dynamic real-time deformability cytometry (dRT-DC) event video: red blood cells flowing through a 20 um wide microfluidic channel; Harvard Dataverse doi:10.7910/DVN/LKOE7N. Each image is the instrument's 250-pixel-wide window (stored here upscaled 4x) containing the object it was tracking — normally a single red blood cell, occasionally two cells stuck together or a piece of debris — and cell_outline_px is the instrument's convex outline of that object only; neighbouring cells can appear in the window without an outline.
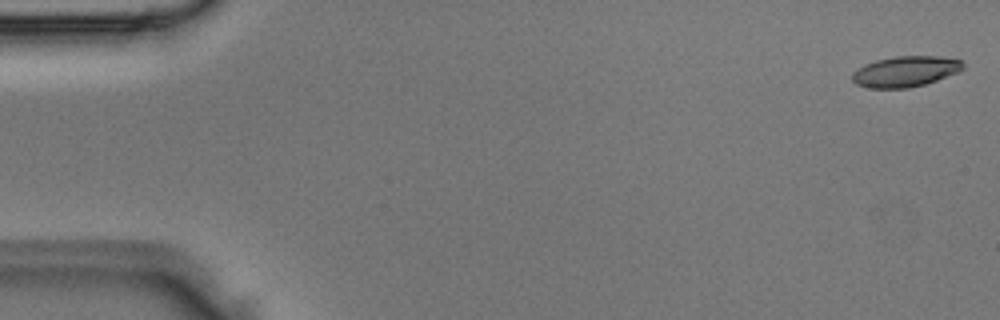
{"species": "Egyptian fruit bat (a non-hibernating species)", "species_latin": "Rousettus aegyptiacus", "temperature_condition": "room temperature", "stored_images_in_passage": 7, "camera_frame_rate_fps": 3000, "um_per_image_px": 0.085, "animal": {"sex": "male"}, "frame": {"image": 1, "passage_image": 1, "time_ms": 0.0, "image_size_px": [1000, 320], "cell_outline_px": [[964, 68], [956, 72], [936, 80], [924, 84], [908, 88], [872, 88], [856, 84], [852, 80], [852, 72], [864, 64], [876, 60], [896, 56], [940, 56], [960, 60], [964, 64]], "centroid_in_image_um": [76.93, 6.07], "position_along_channel_um": 8.1, "area_um2": 19.65}}
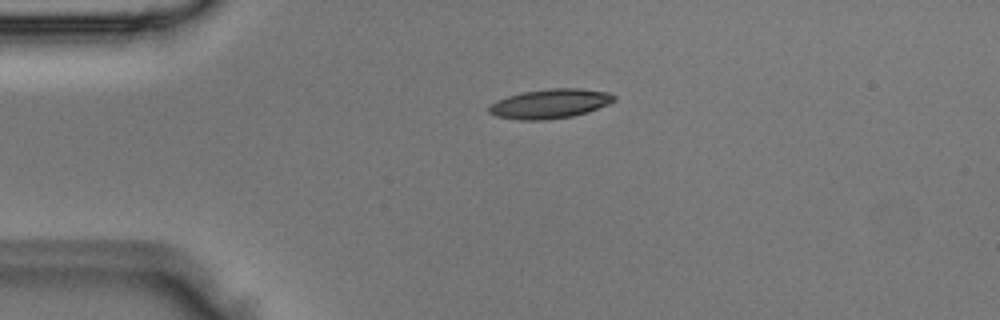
{"frame": {"image": 2, "passage_image": 4, "time_ms": 1.0, "image_size_px": [1000, 320], "cell_outline_px": [[616, 100], [608, 104], [588, 112], [572, 116], [544, 120], [520, 120], [496, 116], [488, 112], [488, 108], [496, 100], [508, 96], [524, 92], [552, 88], [580, 88], [608, 92], [616, 96]], "centroid_in_image_um": [46.77, 8.81], "position_along_channel_um": 38.2, "area_um2": 21.39}}
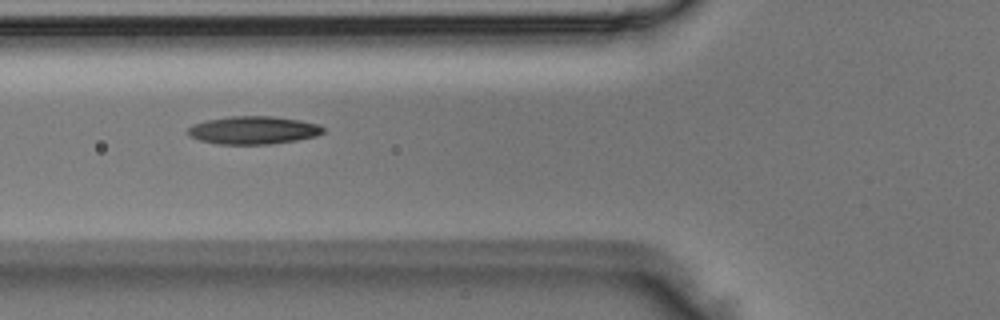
{"frame": {"image": 3, "passage_image": 6, "time_ms": 1.667, "image_size_px": [1000, 320], "cell_outline_px": [[324, 132], [316, 136], [296, 140], [268, 144], [216, 144], [200, 140], [188, 136], [188, 128], [192, 124], [208, 120], [232, 116], [272, 116], [300, 120], [320, 124], [324, 128]], "centroid_in_image_um": [21.54, 11.06], "position_along_channel_um": 104.3, "area_um2": 22.02}}